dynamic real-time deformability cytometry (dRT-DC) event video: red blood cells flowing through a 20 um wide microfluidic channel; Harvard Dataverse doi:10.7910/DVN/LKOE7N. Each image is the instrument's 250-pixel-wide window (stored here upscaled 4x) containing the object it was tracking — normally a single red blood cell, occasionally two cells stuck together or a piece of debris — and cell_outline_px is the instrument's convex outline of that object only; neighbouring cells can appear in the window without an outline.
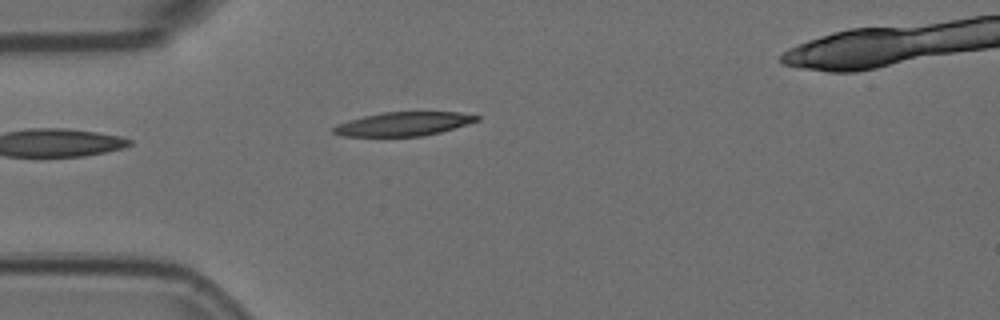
{"species": "Egyptian fruit bat (a non-hibernating species)", "species_latin": "Rousettus aegyptiacus", "temperature_condition": "room temperature", "stored_images_in_passage": 1, "camera_frame_rate_fps": 3000, "um_per_image_px": 0.085, "animal": {"sex": "female"}, "frame": {"image": 1, "passage_image": 1, "time_ms": 0.0, "image_size_px": [1000, 320], "cell_outline_px": [[480, 120], [440, 132], [424, 136], [340, 136], [332, 132], [332, 128], [336, 124], [348, 120], [364, 116], [384, 112], [460, 112], [480, 116]], "centroid_in_image_um": [34.28, 10.53], "position_along_channel_um": 50.7, "area_um2": 19.88}}